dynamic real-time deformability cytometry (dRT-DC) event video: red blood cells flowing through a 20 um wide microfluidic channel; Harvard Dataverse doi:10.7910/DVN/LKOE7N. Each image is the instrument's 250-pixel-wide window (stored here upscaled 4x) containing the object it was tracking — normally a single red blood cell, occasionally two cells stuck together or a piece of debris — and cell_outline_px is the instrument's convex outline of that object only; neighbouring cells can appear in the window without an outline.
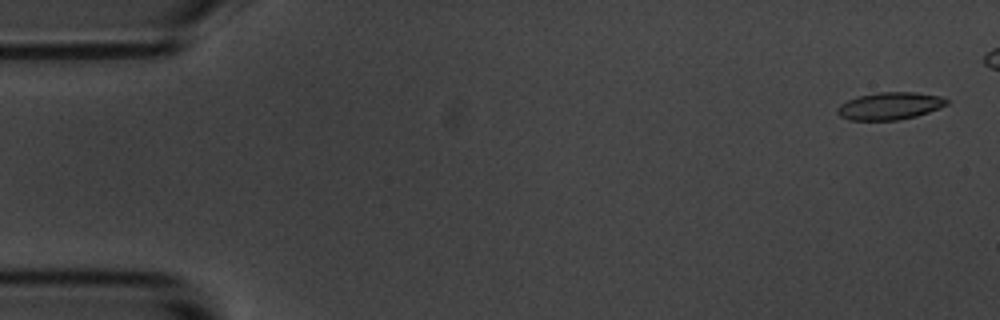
{"species": "common noctule bat (a hibernating species)", "species_latin": "Nyctalus noctula", "temperature_condition": "room temperature", "stored_images_in_passage": 5, "camera_frame_rate_fps": 3000, "um_per_image_px": 0.085, "animal": {"sex": "male", "body_mass_g": 20.1, "forearm_length_mm": 53.5}, "frame": {"image": 1, "passage_image": 1, "time_ms": 0.0, "image_size_px": [1000, 320], "cell_outline_px": [[948, 104], [940, 108], [916, 116], [900, 120], [848, 120], [840, 116], [836, 112], [836, 108], [840, 104], [848, 100], [860, 96], [880, 92], [916, 92], [940, 96], [948, 100]], "centroid_in_image_um": [75.63, 9.01], "position_along_channel_um": 9.4, "area_um2": 17.46}}